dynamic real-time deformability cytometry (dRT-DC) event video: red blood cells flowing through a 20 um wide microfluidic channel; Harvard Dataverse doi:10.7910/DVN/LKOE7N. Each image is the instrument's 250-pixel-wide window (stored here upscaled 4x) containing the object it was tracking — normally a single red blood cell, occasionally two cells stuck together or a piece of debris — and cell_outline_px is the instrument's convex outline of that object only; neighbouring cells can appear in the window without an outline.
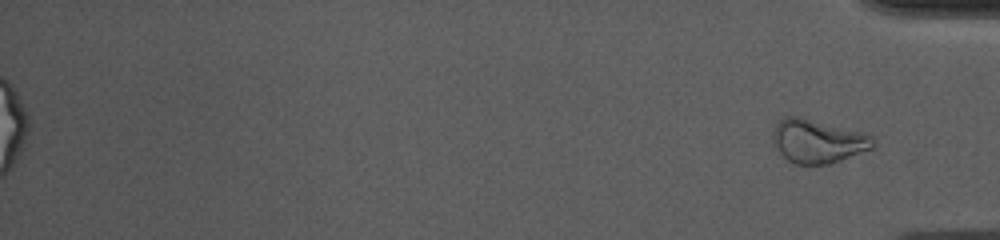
{"species": "common noctule bat (a hibernating species)", "species_latin": "Nyctalus noctula", "temperature_condition": "cold", "stored_images_in_passage": 53, "segment_of_instrument_passage": [2, 2], "camera_frame_rate_fps": 3000, "um_per_image_px": 0.085, "animal": {"sex": "female", "body_mass_g": 10.0, "forearm_length_mm": 53.1}, "frame": {"image": 1, "passage_image": 53, "time_ms": 17.333, "image_size_px": [1000, 240], "cell_outline_px": [[876, 144], [872, 148], [840, 160], [828, 164], [796, 164], [788, 160], [776, 148], [772, 136], [772, 132], [776, 124], [784, 116], [800, 116], [876, 136]], "centroid_in_image_um": [69.52, 11.98], "position_along_channel_um": 365.7, "area_um2": 25.37}}